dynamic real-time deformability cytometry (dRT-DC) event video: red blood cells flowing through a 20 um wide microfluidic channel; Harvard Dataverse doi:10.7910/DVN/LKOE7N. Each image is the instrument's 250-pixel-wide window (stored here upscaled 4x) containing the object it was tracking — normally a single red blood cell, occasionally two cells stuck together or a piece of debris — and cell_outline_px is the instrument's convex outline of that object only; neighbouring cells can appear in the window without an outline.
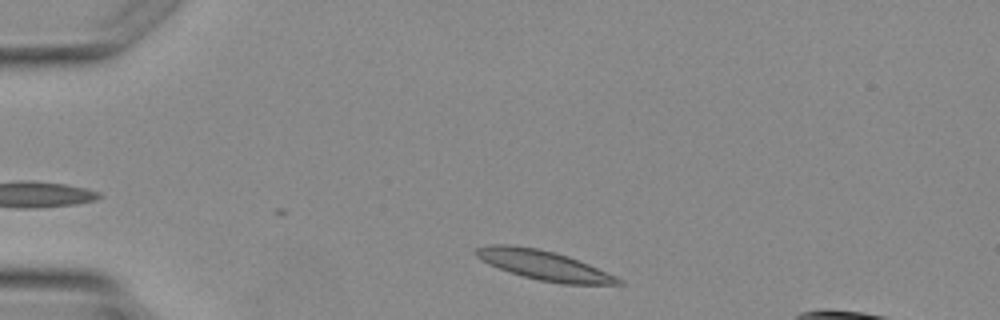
{"species": "Egyptian fruit bat (a non-hibernating species)", "species_latin": "Rousettus aegyptiacus", "temperature_condition": "warm", "stored_images_in_passage": 2, "camera_frame_rate_fps": 3000, "um_per_image_px": 0.085, "animal": {"sex": "female"}, "frame": {"image": 1, "passage_image": 2, "time_ms": 1.0, "image_size_px": [1000, 320], "cell_outline_px": [[624, 284], [564, 284], [540, 280], [524, 276], [488, 264], [476, 256], [476, 248], [484, 244], [512, 244], [536, 248], [556, 252], [568, 256], [588, 264], [616, 276], [624, 280]], "centroid_in_image_um": [46.22, 22.53], "position_along_channel_um": 38.8, "area_um2": 24.28}}